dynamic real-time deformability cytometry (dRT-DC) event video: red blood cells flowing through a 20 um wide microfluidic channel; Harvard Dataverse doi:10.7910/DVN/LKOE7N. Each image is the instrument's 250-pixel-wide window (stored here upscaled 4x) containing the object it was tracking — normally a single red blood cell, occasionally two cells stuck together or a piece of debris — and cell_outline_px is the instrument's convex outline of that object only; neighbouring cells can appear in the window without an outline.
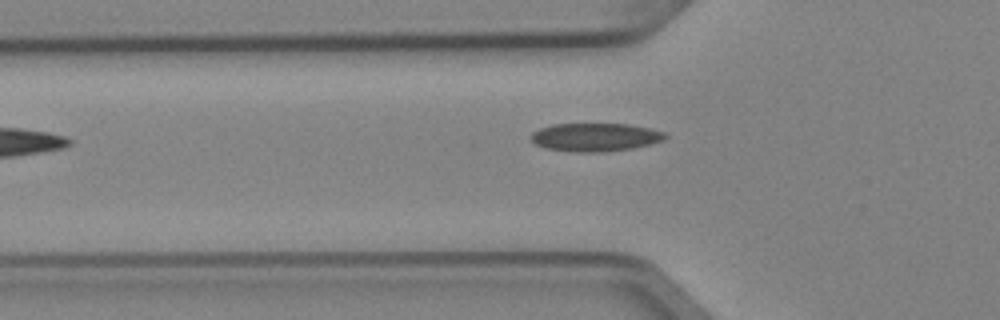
{"species": "Egyptian fruit bat (a non-hibernating species)", "species_latin": "Rousettus aegyptiacus", "temperature_condition": "cold", "stored_images_in_passage": 5, "camera_frame_rate_fps": 3000, "um_per_image_px": 0.085, "animal": {"sex": "female"}, "frame": {"image": 1, "passage_image": 4, "time_ms": 1.0, "image_size_px": [1000, 320], "cell_outline_px": [[668, 136], [664, 140], [632, 148], [600, 152], [572, 152], [544, 148], [536, 144], [532, 140], [532, 132], [540, 128], [552, 124], [632, 124], [664, 132]], "centroid_in_image_um": [50.58, 11.66], "position_along_channel_um": 75.2, "area_um2": 22.02}}
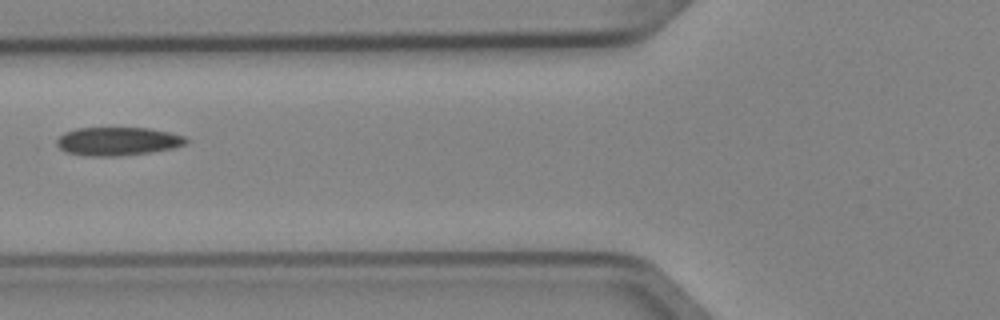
{"frame": {"image": 2, "passage_image": 5, "time_ms": 1.333, "image_size_px": [1000, 320], "cell_outline_px": [[188, 144], [172, 148], [148, 152], [116, 156], [88, 156], [68, 152], [60, 148], [56, 144], [56, 140], [64, 132], [76, 128], [148, 128], [168, 132], [184, 136], [188, 140]], "centroid_in_image_um": [10.0, 12.0], "position_along_channel_um": 115.8, "area_um2": 21.21}}